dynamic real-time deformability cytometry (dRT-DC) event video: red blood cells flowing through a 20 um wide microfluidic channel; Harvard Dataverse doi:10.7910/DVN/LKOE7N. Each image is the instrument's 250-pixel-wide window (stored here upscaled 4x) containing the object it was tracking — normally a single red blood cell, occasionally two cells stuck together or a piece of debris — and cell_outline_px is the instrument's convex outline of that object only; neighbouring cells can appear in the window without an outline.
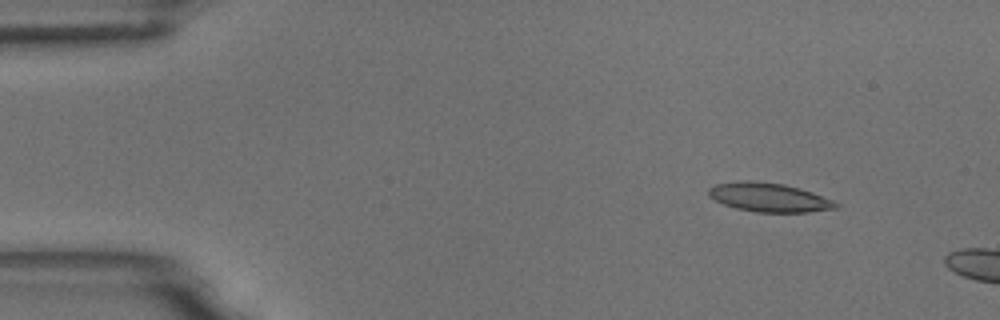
{"species": "common noctule bat (a hibernating species)", "species_latin": "Nyctalus noctula", "temperature_condition": "room temperature", "stored_images_in_passage": 2, "camera_frame_rate_fps": 3000, "um_per_image_px": 0.085, "animal": {"sex": "male", "body_mass_g": 18.8}, "frame": {"image": 1, "passage_image": 1, "time_ms": 0.0, "image_size_px": [1000, 320], "cell_outline_px": [[840, 208], [808, 212], [756, 212], [736, 208], [724, 204], [708, 196], [708, 188], [716, 184], [740, 180], [748, 180], [784, 184], [800, 188], [836, 200], [840, 204]], "centroid_in_image_um": [65.42, 16.77], "position_along_channel_um": 19.6, "area_um2": 21.68}}